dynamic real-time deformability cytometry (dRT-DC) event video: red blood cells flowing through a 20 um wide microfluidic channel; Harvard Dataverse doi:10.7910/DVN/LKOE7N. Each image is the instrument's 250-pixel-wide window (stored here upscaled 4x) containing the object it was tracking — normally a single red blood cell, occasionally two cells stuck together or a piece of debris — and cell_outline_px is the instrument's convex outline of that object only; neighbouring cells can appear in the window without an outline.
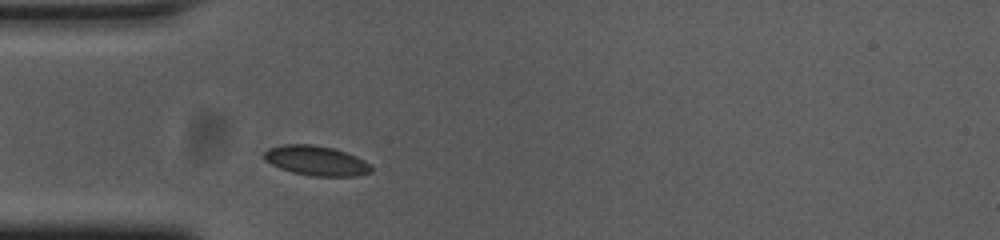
{"species": "common noctule bat (a hibernating species)", "species_latin": "Nyctalus noctula", "temperature_condition": "cold", "stored_images_in_passage": 41, "camera_frame_rate_fps": 3000, "um_per_image_px": 0.085, "animal": {"sex": "female", "body_mass_g": 23.0, "forearm_length_mm": 53.4}, "frame": {"image": 1, "passage_image": 5, "time_ms": 1.333, "image_size_px": [1000, 240], "cell_outline_px": [[372, 172], [356, 176], [312, 176], [292, 172], [280, 168], [264, 160], [264, 152], [268, 148], [284, 144], [312, 144], [332, 148], [356, 156], [364, 160], [372, 168]], "centroid_in_image_um": [26.86, 13.66], "position_along_channel_um": 58.1, "area_um2": 18.5}}
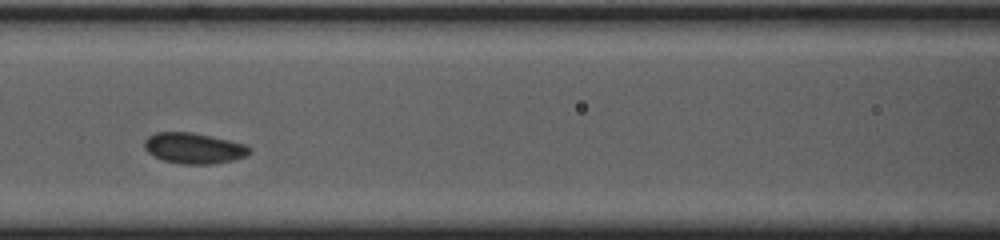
{"frame": {"image": 2, "passage_image": 13, "time_ms": 4.0, "image_size_px": [1000, 240], "cell_outline_px": [[252, 152], [244, 156], [232, 160], [212, 164], [180, 164], [164, 160], [148, 152], [144, 148], [144, 140], [148, 136], [156, 132], [192, 132], [212, 136], [244, 144], [252, 148]], "centroid_in_image_um": [16.47, 12.59], "position_along_channel_um": 150.1, "area_um2": 18.79}}
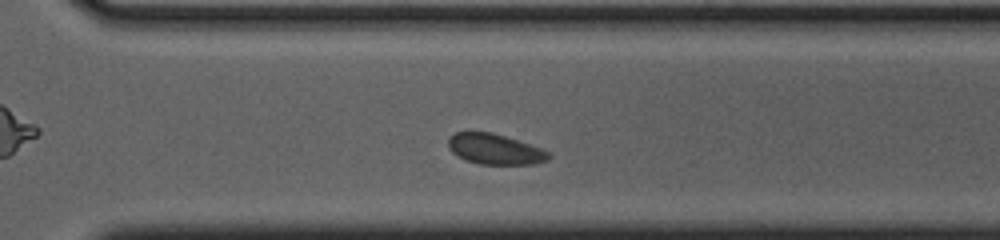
{"frame": {"image": 3, "passage_image": 28, "time_ms": 9.0, "image_size_px": [1000, 240], "cell_outline_px": [[552, 156], [548, 160], [532, 164], [480, 164], [464, 160], [452, 152], [448, 148], [448, 136], [456, 132], [492, 132], [540, 148], [548, 152]], "centroid_in_image_um": [42.02, 12.68], "position_along_channel_um": 328.6, "area_um2": 17.74}, "authors_computed_cell_mechanics": {"area_um2": 18.6694, "velocity_mm_per_s": 3.5738, "shape_relaxation_time_tau1_ms": 2.2565, "shape_relaxation_time_tau2_ms": null, "deformation_change_tau1": 0.059, "deformation_change_tau2": null}}